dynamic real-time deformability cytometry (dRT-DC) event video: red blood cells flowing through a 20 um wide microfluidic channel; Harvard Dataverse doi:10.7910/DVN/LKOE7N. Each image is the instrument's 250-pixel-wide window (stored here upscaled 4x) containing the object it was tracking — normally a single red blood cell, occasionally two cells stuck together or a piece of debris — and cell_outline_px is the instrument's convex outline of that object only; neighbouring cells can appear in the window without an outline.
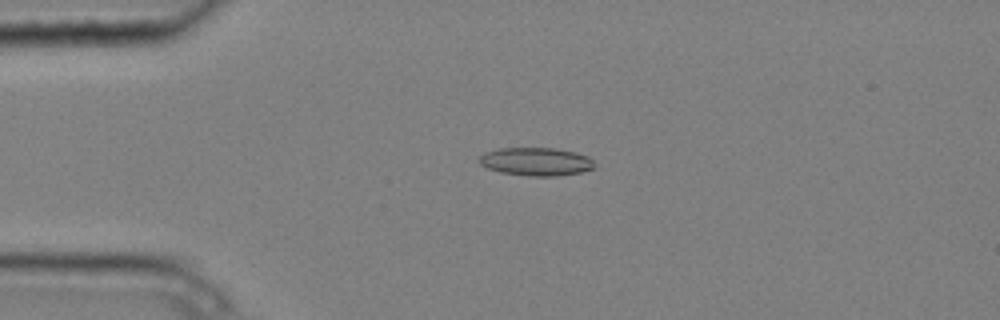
{"species": "common noctule bat (a hibernating species)", "species_latin": "Nyctalus noctula", "temperature_condition": "cold", "stored_images_in_passage": 6, "camera_frame_rate_fps": 3000, "um_per_image_px": 0.085, "animal": {"sex": "male", "body_mass_g": 20.4}, "frame": {"image": 1, "passage_image": 4, "time_ms": 1.0, "image_size_px": [1000, 320], "cell_outline_px": [[596, 168], [580, 172], [556, 176], [528, 176], [500, 172], [488, 168], [480, 164], [476, 160], [484, 152], [500, 148], [556, 148], [576, 152], [588, 156], [592, 160]], "centroid_in_image_um": [45.55, 13.73], "position_along_channel_um": 39.4, "area_um2": 19.07}}
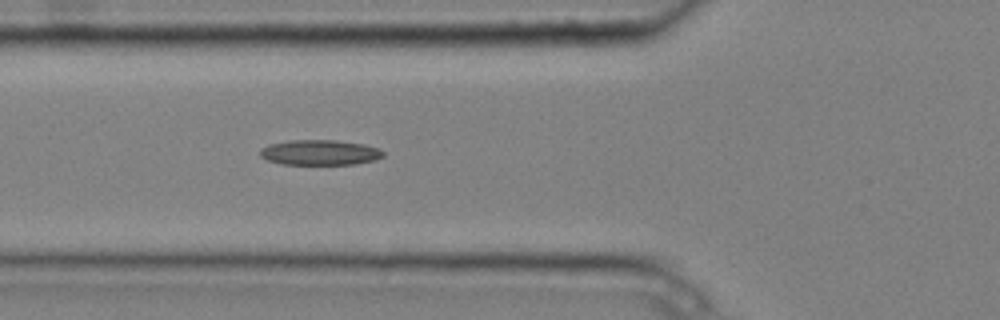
{"frame": {"image": 2, "passage_image": 6, "time_ms": 1.667, "image_size_px": [1000, 320], "cell_outline_px": [[384, 156], [376, 160], [356, 164], [280, 164], [268, 160], [260, 156], [260, 148], [268, 144], [288, 140], [336, 140], [364, 144], [380, 148], [384, 152]], "centroid_in_image_um": [27.2, 12.96], "position_along_channel_um": 98.6, "area_um2": 18.32}}